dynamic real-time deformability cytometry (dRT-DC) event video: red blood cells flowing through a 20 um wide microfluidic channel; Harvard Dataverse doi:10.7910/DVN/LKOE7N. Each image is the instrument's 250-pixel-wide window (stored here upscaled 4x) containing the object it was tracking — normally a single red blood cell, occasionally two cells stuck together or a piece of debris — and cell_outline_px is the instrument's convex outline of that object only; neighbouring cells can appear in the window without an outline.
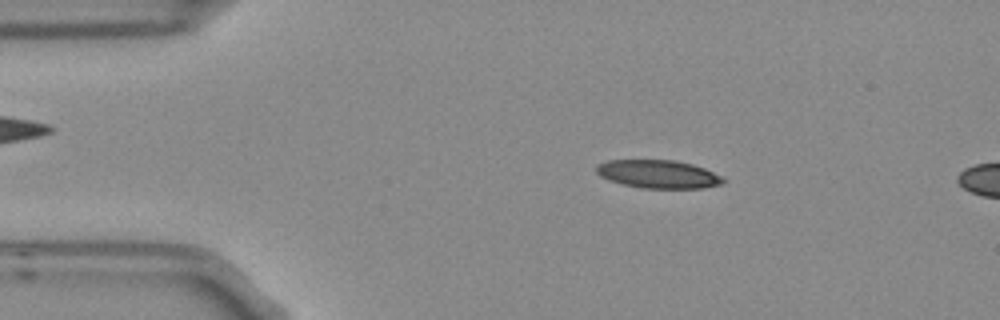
{"species": "Egyptian fruit bat (a non-hibernating species)", "species_latin": "Rousettus aegyptiacus", "temperature_condition": "room temperature", "stored_images_in_passage": 3, "camera_frame_rate_fps": 3000, "um_per_image_px": 0.085, "frame": {"image": 1, "passage_image": 2, "time_ms": 0.333, "image_size_px": [1000, 320], "cell_outline_px": [[724, 184], [704, 188], [640, 188], [620, 184], [608, 180], [600, 176], [596, 172], [596, 164], [608, 160], [672, 160], [692, 164], [704, 168], [720, 176], [724, 180]], "centroid_in_image_um": [55.91, 14.81], "position_along_channel_um": 29.1, "area_um2": 20.92}}